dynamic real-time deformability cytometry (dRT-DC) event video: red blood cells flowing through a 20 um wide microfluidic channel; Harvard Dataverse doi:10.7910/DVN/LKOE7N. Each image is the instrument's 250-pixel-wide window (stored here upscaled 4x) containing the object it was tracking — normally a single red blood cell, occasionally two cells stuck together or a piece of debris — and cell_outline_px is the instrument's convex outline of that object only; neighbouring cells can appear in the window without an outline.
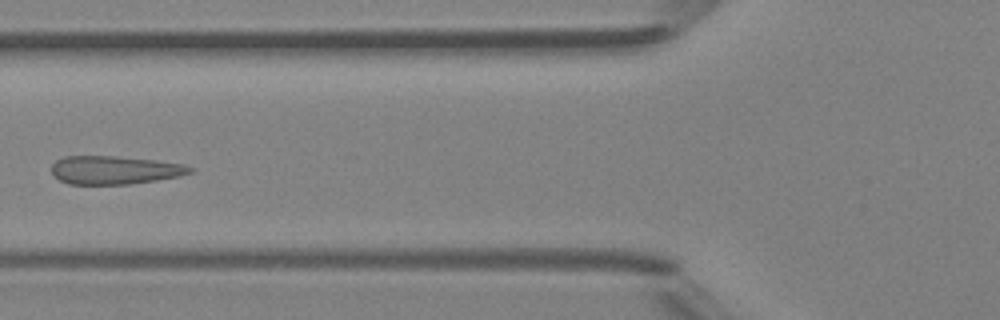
{"species": "Egyptian fruit bat (a non-hibernating species)", "species_latin": "Rousettus aegyptiacus", "temperature_condition": "room temperature", "stored_images_in_passage": 4, "camera_frame_rate_fps": 3000, "um_per_image_px": 0.085, "animal": {"sex": "female"}, "frame": {"image": 1, "passage_image": 4, "time_ms": 3.667, "image_size_px": [1000, 320], "cell_outline_px": [[196, 168], [192, 172], [180, 176], [156, 180], [128, 184], [68, 184], [60, 180], [52, 172], [52, 164], [56, 160], [64, 156], [116, 156], [156, 160], [184, 164]], "centroid_in_image_um": [9.77, 14.45], "position_along_channel_um": 116.0, "area_um2": 22.89}}